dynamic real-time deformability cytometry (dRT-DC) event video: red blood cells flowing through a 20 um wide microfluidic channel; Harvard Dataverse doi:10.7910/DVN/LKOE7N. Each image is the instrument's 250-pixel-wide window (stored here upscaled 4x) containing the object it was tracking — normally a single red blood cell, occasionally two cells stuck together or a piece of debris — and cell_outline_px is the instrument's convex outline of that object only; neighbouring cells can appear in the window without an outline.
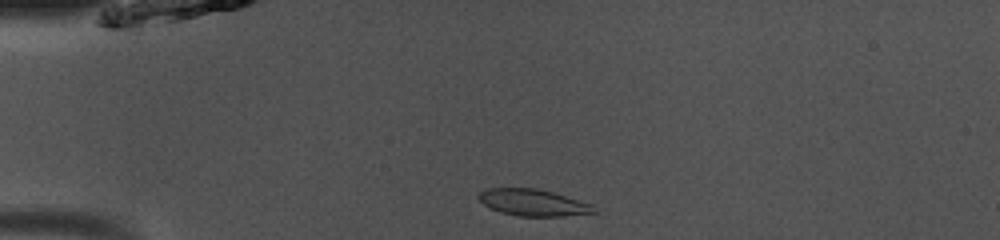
{"species": "common noctule bat (a hibernating species)", "species_latin": "Nyctalus noctula", "temperature_condition": "room temperature", "stored_images_in_passage": 38, "camera_frame_rate_fps": 3000, "um_per_image_px": 0.085, "animal": {"sex": "male", "body_mass_g": 13.0, "forearm_length_mm": 53.1}, "frame": {"image": 1, "passage_image": 1, "time_ms": 0.0, "image_size_px": [1000, 240], "cell_outline_px": [[596, 212], [564, 216], [520, 216], [500, 212], [484, 204], [476, 196], [480, 192], [488, 188], [536, 188], [552, 192], [592, 204]], "centroid_in_image_um": [45.29, 17.21], "position_along_channel_um": 39.7, "area_um2": 17.69}}
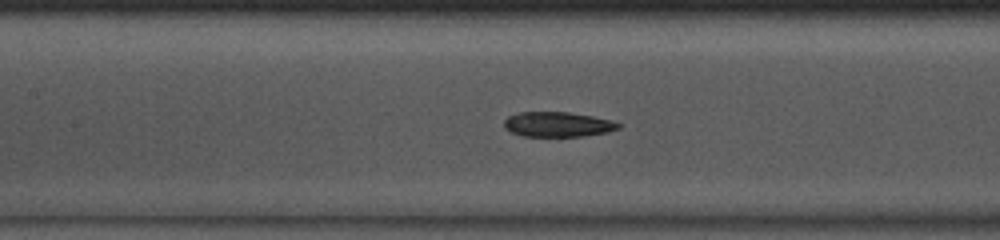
{"frame": {"image": 2, "passage_image": 12, "time_ms": 3.667, "image_size_px": [1000, 240], "cell_outline_px": [[624, 124], [620, 128], [608, 132], [584, 136], [524, 136], [512, 132], [504, 128], [504, 120], [508, 116], [520, 112], [568, 112], [592, 116]], "centroid_in_image_um": [47.42, 10.57], "position_along_channel_um": 160.0, "area_um2": 16.59}}
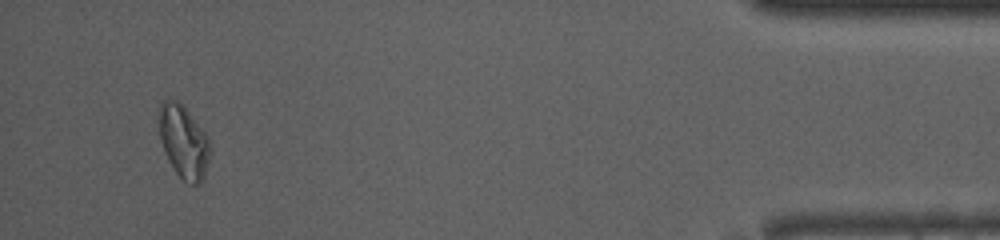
{"frame": {"image": 3, "passage_image": 36, "time_ms": 11.667, "image_size_px": [1000, 240], "cell_outline_px": [[208, 160], [204, 176], [200, 184], [192, 184], [184, 180], [176, 172], [168, 160], [160, 140], [160, 104], [168, 100], [176, 100], [184, 104], [208, 136]], "centroid_in_image_um": [15.61, 12.03], "position_along_channel_um": 419.6, "area_um2": 21.27}, "authors_computed_cell_mechanics": {"area_um2": 17.6001, "velocity_mm_per_s": 4.0728, "shape_relaxation_time_tau1_ms": null, "shape_relaxation_time_tau2_ms": 4.974, "deformation_change_tau1": null, "deformation_change_tau2": 0.1207}}